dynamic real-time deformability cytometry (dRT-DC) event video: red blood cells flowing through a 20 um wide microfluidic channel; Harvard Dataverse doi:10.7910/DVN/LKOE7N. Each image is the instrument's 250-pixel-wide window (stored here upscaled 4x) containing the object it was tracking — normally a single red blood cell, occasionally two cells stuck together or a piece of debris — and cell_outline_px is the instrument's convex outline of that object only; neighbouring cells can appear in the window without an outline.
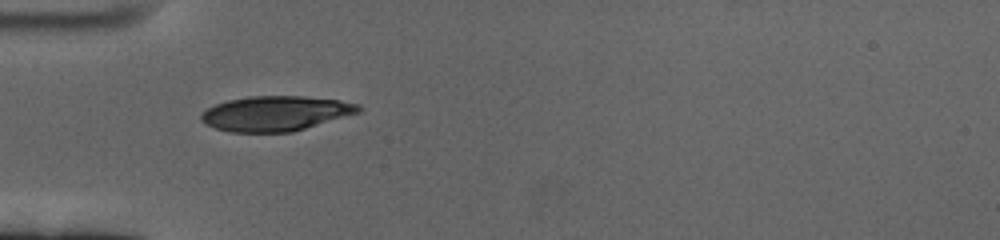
{"species": "human", "species_latin": "Homo sapiens", "temperature_condition": "cold", "stored_images_in_passage": 42, "camera_frame_rate_fps": 3000, "um_per_image_px": 0.085, "donor": {"sex": "female"}, "frame": {"image": 1, "passage_image": 1, "time_ms": 0.0, "image_size_px": [1000, 240], "cell_outline_px": [[364, 108], [360, 112], [292, 132], [228, 132], [204, 124], [200, 120], [200, 112], [216, 104], [228, 100], [248, 96], [304, 96], [336, 100], [360, 104]], "centroid_in_image_um": [23.4, 9.64], "position_along_channel_um": 61.6, "area_um2": 32.14}}
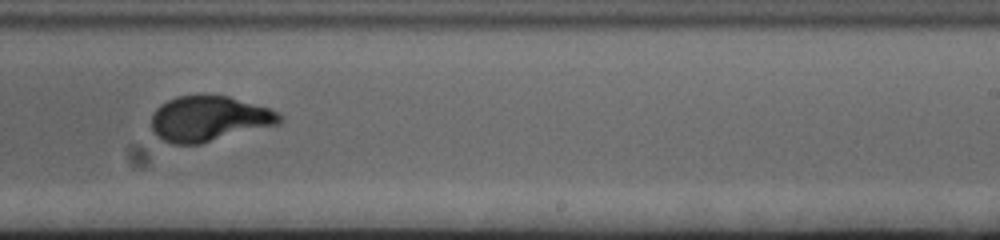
{"frame": {"image": 2, "passage_image": 20, "time_ms": 6.333, "image_size_px": [1000, 240], "cell_outline_px": [[284, 116], [280, 124], [200, 144], [172, 144], [160, 140], [152, 132], [152, 112], [160, 104], [176, 96], [228, 96], [268, 108], [280, 112]], "centroid_in_image_um": [17.76, 10.11], "position_along_channel_um": 271.2, "area_um2": 34.04}}
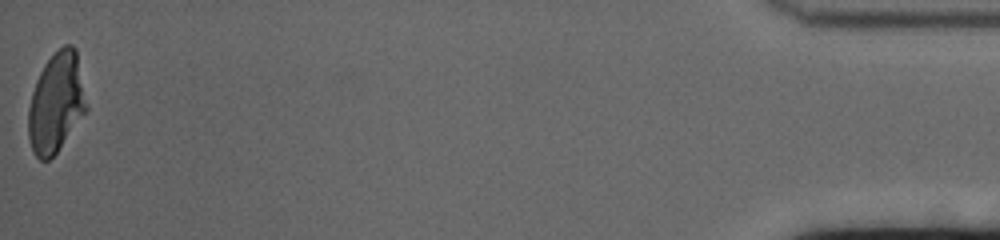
{"frame": {"image": 3, "passage_image": 42, "time_ms": 13.667, "image_size_px": [1000, 240], "cell_outline_px": [[88, 108], [56, 152], [48, 160], [40, 160], [36, 156], [32, 148], [28, 136], [28, 108], [32, 92], [36, 80], [44, 64], [64, 44], [72, 44], [76, 48]], "centroid_in_image_um": [4.77, 8.71], "position_along_channel_um": 430.4, "area_um2": 33.41}, "authors_computed_cell_mechanics": {"area_um2": 33.6107, "velocity_mm_per_s": 3.3711, "shape_relaxation_time_tau1_ms": 3.9604, "shape_relaxation_time_tau2_ms": null, "deformation_change_tau1": 0.1791, "deformation_change_tau2": null}}